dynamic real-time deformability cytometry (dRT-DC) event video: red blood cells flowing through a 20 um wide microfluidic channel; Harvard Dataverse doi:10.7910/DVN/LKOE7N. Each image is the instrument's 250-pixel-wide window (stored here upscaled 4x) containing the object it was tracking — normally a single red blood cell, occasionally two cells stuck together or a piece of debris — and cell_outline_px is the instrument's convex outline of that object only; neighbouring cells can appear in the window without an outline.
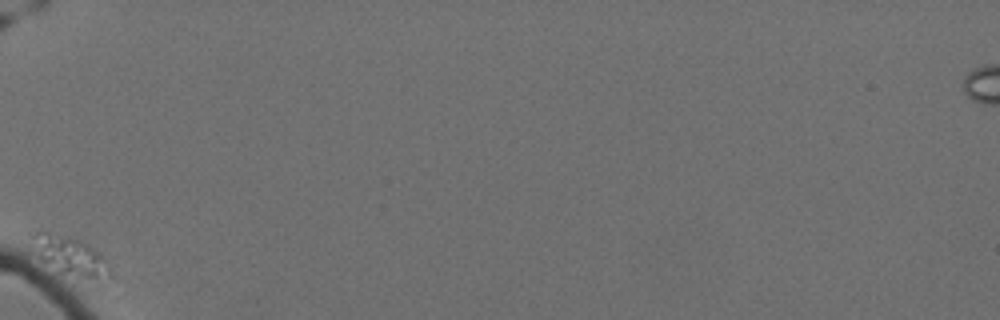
{"species": "Egyptian fruit bat (a non-hibernating species)", "species_latin": "Rousettus aegyptiacus", "temperature_condition": "cold", "stored_images_in_passage": 55, "camera_frame_rate_fps": 3000, "um_per_image_px": 0.085, "animal": {"sex": "female"}, "frame": {"image": 1, "passage_image": 1, "time_ms": 0.0, "image_size_px": [1000, 320], "cell_outline_px": [[116, 280], [104, 288], [96, 288], [60, 272], [28, 252], [28, 248], [32, 232], [40, 228], [72, 236], [84, 240], [96, 248], [104, 256]], "centroid_in_image_um": [6.09, 21.88], "position_along_channel_um": 78.9, "area_um2": 21.21}}
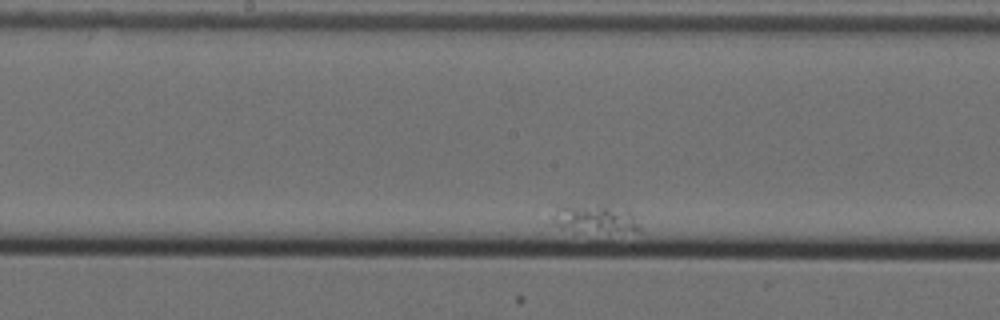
{"frame": {"image": 2, "passage_image": 24, "time_ms": 7.667, "image_size_px": [1000, 320], "cell_outline_px": [[640, 228], [560, 228], [556, 224], [552, 216], [556, 208], [564, 204], [608, 204], [632, 212]], "centroid_in_image_um": [50.46, 18.43], "position_along_channel_um": 197.7, "area_um2": 13.01}}
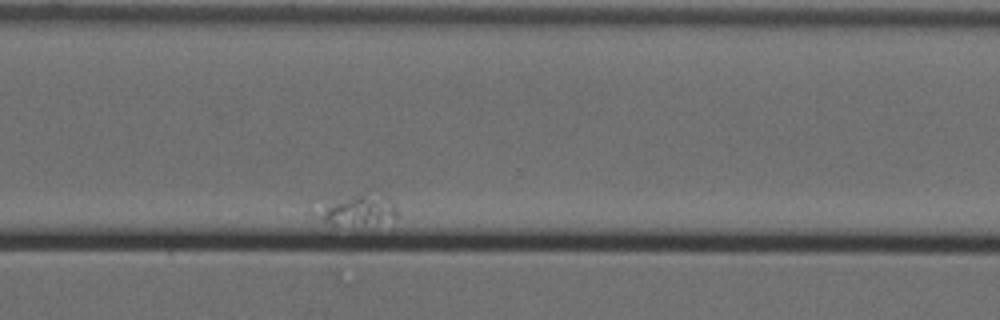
{"frame": {"image": 3, "passage_image": 47, "time_ms": 15.333, "image_size_px": [1000, 320], "cell_outline_px": [[400, 216], [376, 220], [336, 224], [332, 224], [320, 220], [308, 212], [308, 200], [368, 188], [388, 196], [392, 200]], "centroid_in_image_um": [30.01, 17.61], "position_along_channel_um": 340.6, "area_um2": 16.82}}